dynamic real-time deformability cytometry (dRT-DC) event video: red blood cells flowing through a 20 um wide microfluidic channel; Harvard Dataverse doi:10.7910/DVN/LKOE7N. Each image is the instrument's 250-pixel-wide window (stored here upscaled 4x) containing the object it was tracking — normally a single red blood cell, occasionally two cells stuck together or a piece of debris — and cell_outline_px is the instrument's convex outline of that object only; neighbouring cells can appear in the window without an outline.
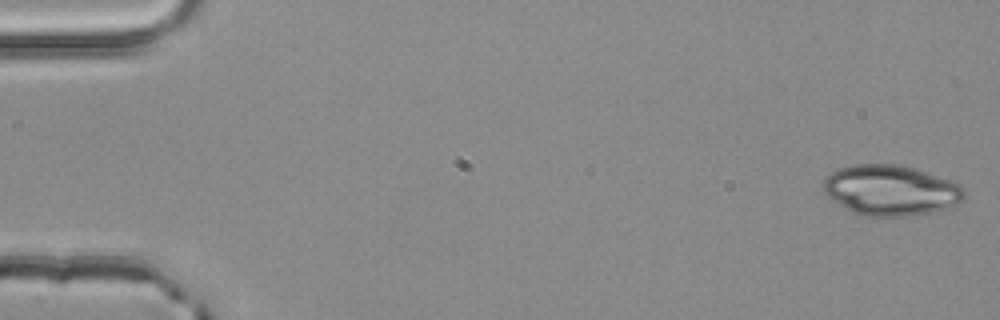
{"species": "common noctule bat (a hibernating species)", "species_latin": "Nyctalus noctula", "temperature_condition": "room temperature", "stored_images_in_passage": 7, "camera_frame_rate_fps": 3000, "um_per_image_px": 0.085, "animal": {"sex": "male", "body_mass_g": 20.4}, "frame": {"image": 1, "passage_image": 1, "time_ms": 0.0, "image_size_px": [1000, 320], "cell_outline_px": [[964, 200], [948, 208], [932, 212], [908, 216], [864, 216], [852, 212], [828, 196], [824, 192], [824, 176], [840, 168], [856, 164], [900, 164], [960, 184], [964, 188]], "centroid_in_image_um": [75.71, 16.18], "position_along_channel_um": 9.3, "area_um2": 41.15}}